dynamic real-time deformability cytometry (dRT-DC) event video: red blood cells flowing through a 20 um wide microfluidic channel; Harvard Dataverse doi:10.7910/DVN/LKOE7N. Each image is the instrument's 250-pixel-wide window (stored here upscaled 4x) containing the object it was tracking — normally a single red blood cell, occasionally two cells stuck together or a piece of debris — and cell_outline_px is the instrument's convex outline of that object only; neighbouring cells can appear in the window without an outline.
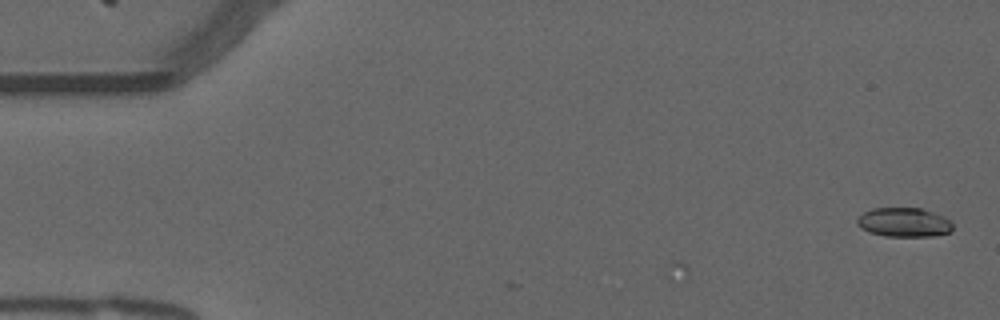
{"species": "common noctule bat (a hibernating species)", "species_latin": "Nyctalus noctula", "temperature_condition": "warm", "stored_images_in_passage": 4, "camera_frame_rate_fps": 3000, "um_per_image_px": 0.085, "animal": {"sex": "male", "forearm_length_mm": 52.5}, "frame": {"image": 1, "passage_image": 4, "time_ms": 1.0, "image_size_px": [1000, 320], "cell_outline_px": [[952, 232], [932, 236], [884, 236], [868, 232], [860, 228], [856, 224], [856, 220], [864, 212], [872, 208], [920, 208], [944, 216], [952, 224]], "centroid_in_image_um": [76.81, 18.9], "position_along_channel_um": 8.2, "area_um2": 16.3}}